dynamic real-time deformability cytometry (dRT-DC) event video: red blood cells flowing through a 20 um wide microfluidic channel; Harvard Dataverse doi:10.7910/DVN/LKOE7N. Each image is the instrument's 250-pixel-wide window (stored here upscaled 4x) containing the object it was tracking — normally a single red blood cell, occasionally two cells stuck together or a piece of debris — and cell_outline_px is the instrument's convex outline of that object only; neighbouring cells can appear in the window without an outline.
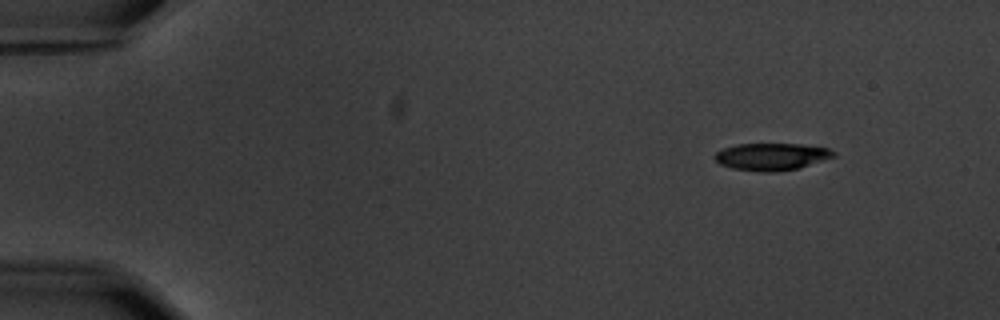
{"species": "common noctule bat (a hibernating species)", "species_latin": "Nyctalus noctula", "temperature_condition": "warm", "stored_images_in_passage": 10, "camera_frame_rate_fps": 3000, "um_per_image_px": 0.085, "animal": {"sex": "male", "body_mass_g": 20.1, "forearm_length_mm": 53.5}, "frame": {"image": 1, "passage_image": 1, "time_ms": 0.0, "image_size_px": [1000, 320], "cell_outline_px": [[836, 156], [800, 168], [776, 172], [760, 172], [732, 168], [720, 164], [712, 156], [716, 152], [724, 148], [736, 144], [800, 144], [828, 148], [836, 152]], "centroid_in_image_um": [65.59, 13.32], "position_along_channel_um": 19.4, "area_um2": 18.96}}
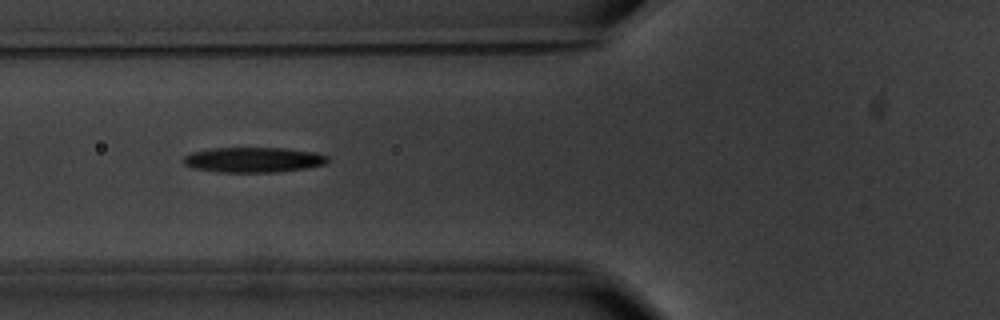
{"frame": {"image": 2, "passage_image": 5, "time_ms": 5.333, "image_size_px": [1000, 320], "cell_outline_px": [[328, 160], [324, 164], [308, 168], [276, 172], [220, 172], [192, 168], [184, 164], [184, 156], [192, 152], [212, 148], [284, 148], [316, 152], [328, 156]], "centroid_in_image_um": [21.55, 13.58], "position_along_channel_um": 104.3, "area_um2": 21.15}}
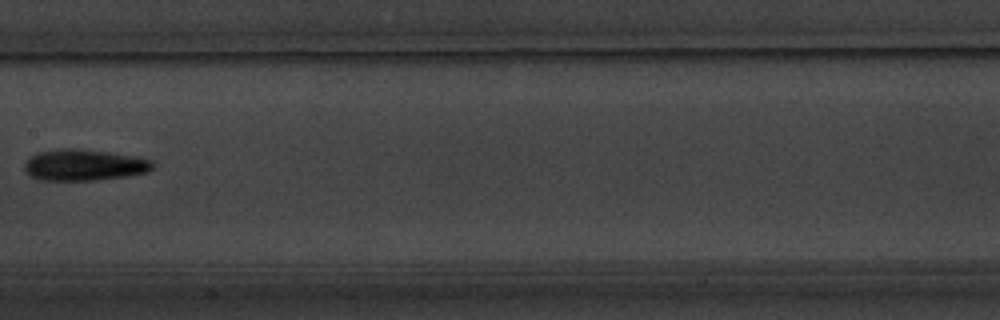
{"frame": {"image": 3, "passage_image": 7, "time_ms": 8.0, "image_size_px": [1000, 320], "cell_outline_px": [[156, 164], [148, 172], [128, 176], [92, 180], [40, 180], [32, 176], [24, 168], [24, 164], [36, 152], [60, 148], [80, 148], [108, 152], [132, 156], [152, 160]], "centroid_in_image_um": [7.17, 14.01], "position_along_channel_um": 200.2, "area_um2": 23.35}}